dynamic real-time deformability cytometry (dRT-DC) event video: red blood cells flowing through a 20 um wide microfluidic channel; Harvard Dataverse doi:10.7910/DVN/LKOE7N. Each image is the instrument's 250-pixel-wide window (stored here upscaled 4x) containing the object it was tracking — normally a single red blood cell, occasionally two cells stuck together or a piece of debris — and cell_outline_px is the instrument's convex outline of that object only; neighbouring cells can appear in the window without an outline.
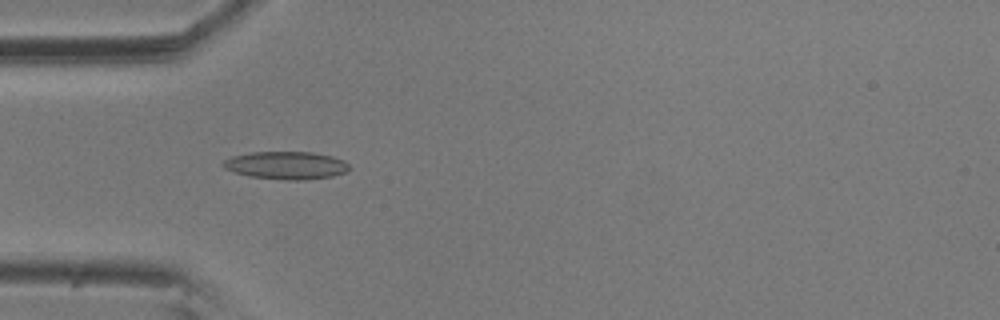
{"species": "common noctule bat (a hibernating species)", "species_latin": "Nyctalus noctula", "temperature_condition": "room temperature", "stored_images_in_passage": 5, "camera_frame_rate_fps": 3000, "um_per_image_px": 0.085, "animal": {"sex": "male", "body_mass_g": 20.5, "forearm_length_mm": 52.5}, "frame": {"image": 1, "passage_image": 4, "time_ms": 1.0, "image_size_px": [1000, 320], "cell_outline_px": [[348, 168], [344, 172], [332, 176], [304, 180], [288, 180], [248, 176], [224, 168], [220, 164], [224, 160], [232, 156], [252, 152], [312, 152], [332, 156], [344, 160], [348, 164]], "centroid_in_image_um": [24.3, 14.05], "position_along_channel_um": 60.7, "area_um2": 20.29}}
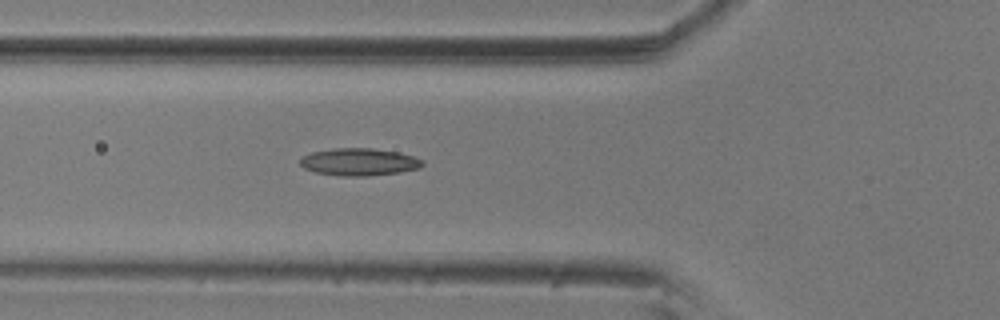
{"frame": {"image": 2, "passage_image": 5, "time_ms": 1.333, "image_size_px": [1000, 320], "cell_outline_px": [[424, 164], [420, 168], [400, 172], [368, 176], [340, 176], [316, 172], [304, 168], [300, 164], [300, 160], [304, 156], [312, 152], [336, 148], [372, 148], [400, 152], [424, 160]], "centroid_in_image_um": [30.56, 13.76], "position_along_channel_um": 95.2, "area_um2": 19.54}}